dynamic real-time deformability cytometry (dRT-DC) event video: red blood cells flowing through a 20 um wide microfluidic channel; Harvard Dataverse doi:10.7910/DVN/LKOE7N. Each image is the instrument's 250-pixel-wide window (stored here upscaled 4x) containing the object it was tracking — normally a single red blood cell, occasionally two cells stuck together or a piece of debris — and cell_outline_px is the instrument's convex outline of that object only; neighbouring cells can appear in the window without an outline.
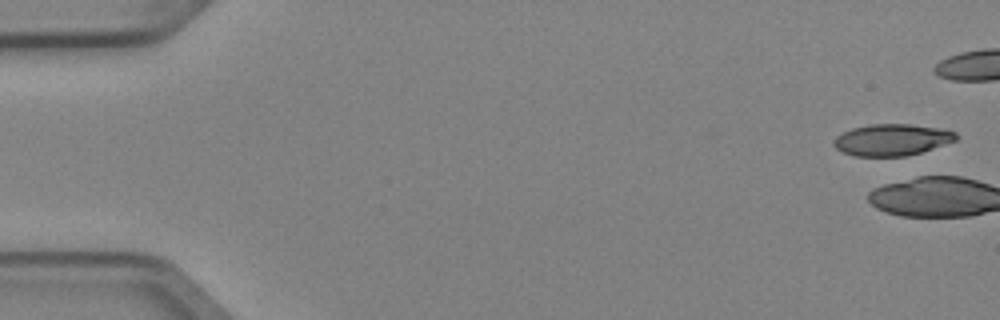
{"species": "Egyptian fruit bat (a non-hibernating species)", "species_latin": "Rousettus aegyptiacus", "temperature_condition": "cold", "stored_images_in_passage": 4, "camera_frame_rate_fps": 3000, "um_per_image_px": 0.085, "animal": {"sex": "female"}, "frame": {"image": 1, "passage_image": 4, "time_ms": 1.0, "image_size_px": [1000, 320], "cell_outline_px": [[960, 136], [956, 140], [920, 152], [904, 156], [852, 156], [836, 148], [832, 144], [832, 140], [836, 136], [852, 128], [872, 124], [912, 124], [940, 128], [956, 132]], "centroid_in_image_um": [75.8, 11.87], "position_along_channel_um": 9.2, "area_um2": 22.48}}